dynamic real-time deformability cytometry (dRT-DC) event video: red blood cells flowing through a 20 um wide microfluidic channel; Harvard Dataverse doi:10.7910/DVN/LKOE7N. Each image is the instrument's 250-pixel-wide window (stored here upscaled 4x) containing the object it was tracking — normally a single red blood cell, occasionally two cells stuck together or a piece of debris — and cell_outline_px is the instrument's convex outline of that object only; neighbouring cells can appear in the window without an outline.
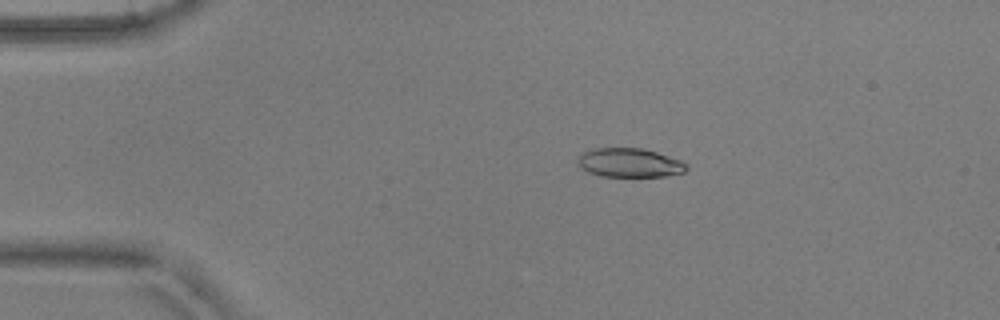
{"species": "common noctule bat (a hibernating species)", "species_latin": "Nyctalus noctula", "temperature_condition": "warm", "stored_images_in_passage": 53, "camera_frame_rate_fps": 3000, "um_per_image_px": 0.085, "animal": {"sex": "male", "body_mass_g": 17.9, "forearm_length_mm": 54.2}, "frame": {"image": 1, "passage_image": 11, "time_ms": 3.333, "image_size_px": [1000, 320], "cell_outline_px": [[688, 168], [684, 172], [664, 176], [604, 176], [588, 172], [580, 164], [580, 156], [584, 152], [596, 148], [644, 148], [680, 160], [688, 164]], "centroid_in_image_um": [53.58, 13.83], "position_along_channel_um": 31.4, "area_um2": 17.98}}
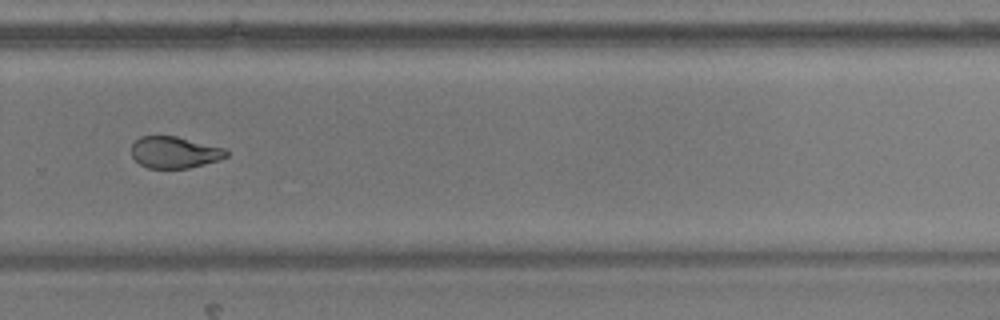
{"frame": {"image": 2, "passage_image": 37, "time_ms": 12.0, "image_size_px": [1000, 320], "cell_outline_px": [[228, 156], [204, 164], [188, 168], [148, 168], [140, 164], [132, 156], [132, 144], [140, 136], [176, 136], [224, 148], [228, 152]], "centroid_in_image_um": [14.82, 12.94], "position_along_channel_um": 315.0, "area_um2": 17.28}}
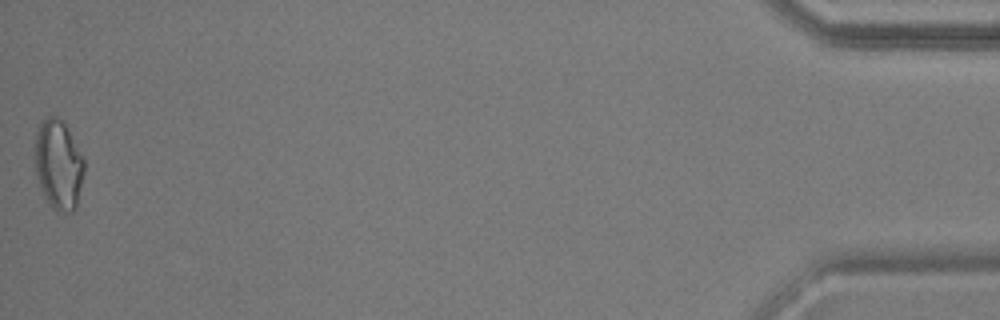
{"frame": {"image": 3, "passage_image": 53, "time_ms": 17.333, "image_size_px": [1000, 320], "cell_outline_px": [[84, 172], [76, 208], [72, 212], [56, 212], [52, 208], [40, 188], [36, 172], [36, 132], [40, 124], [48, 116], [56, 116], [68, 128], [84, 160]], "centroid_in_image_um": [4.98, 14.03], "position_along_channel_um": 430.2, "area_um2": 25.43}, "authors_computed_cell_mechanics": {"area_um2": 19.363, "velocity_mm_per_s": 3.8612, "shape_relaxation_time_tau1_ms": 11.0113, "shape_relaxation_time_tau2_ms": 3.1747, "deformation_change_tau1": 0.2578, "deformation_change_tau2": 0.0812}}